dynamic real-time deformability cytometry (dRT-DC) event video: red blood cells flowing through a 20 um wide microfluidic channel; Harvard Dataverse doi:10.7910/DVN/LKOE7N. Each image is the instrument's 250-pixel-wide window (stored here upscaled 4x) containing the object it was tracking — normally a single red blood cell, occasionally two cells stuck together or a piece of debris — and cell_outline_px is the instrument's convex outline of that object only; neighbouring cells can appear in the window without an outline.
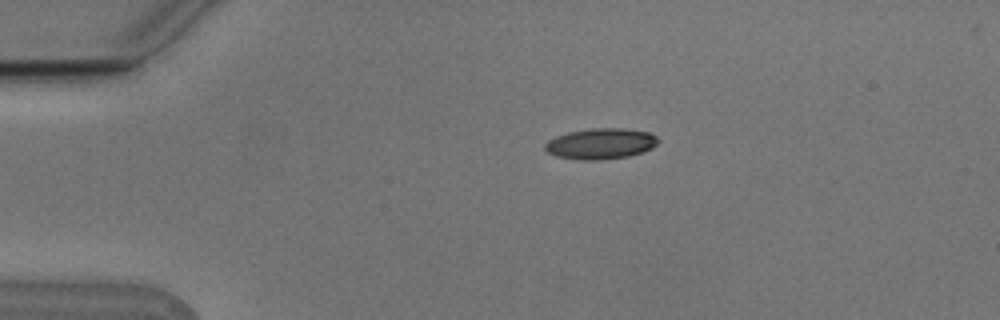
{"species": "Egyptian fruit bat (a non-hibernating species)", "species_latin": "Rousettus aegyptiacus", "temperature_condition": "cold", "stored_images_in_passage": 5, "camera_frame_rate_fps": 3000, "um_per_image_px": 0.085, "animal": {"sex": "male"}, "frame": {"image": 1, "passage_image": 3, "time_ms": 0.667, "image_size_px": [1000, 320], "cell_outline_px": [[660, 140], [652, 148], [644, 152], [628, 156], [600, 160], [580, 160], [556, 156], [548, 152], [544, 148], [544, 144], [548, 140], [556, 136], [568, 132], [592, 128], [624, 128], [648, 132], [656, 136]], "centroid_in_image_um": [51.06, 12.21], "position_along_channel_um": 33.9, "area_um2": 20.4}}
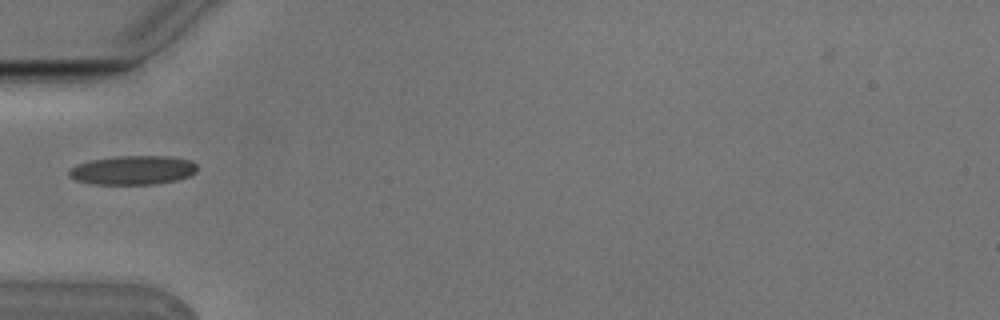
{"frame": {"image": 2, "passage_image": 5, "time_ms": 1.333, "image_size_px": [1000, 320], "cell_outline_px": [[196, 172], [188, 176], [176, 180], [156, 184], [92, 184], [76, 180], [68, 176], [68, 168], [76, 164], [92, 160], [116, 156], [168, 156], [192, 160], [196, 164]], "centroid_in_image_um": [11.27, 14.46], "position_along_channel_um": 73.7, "area_um2": 21.79}}